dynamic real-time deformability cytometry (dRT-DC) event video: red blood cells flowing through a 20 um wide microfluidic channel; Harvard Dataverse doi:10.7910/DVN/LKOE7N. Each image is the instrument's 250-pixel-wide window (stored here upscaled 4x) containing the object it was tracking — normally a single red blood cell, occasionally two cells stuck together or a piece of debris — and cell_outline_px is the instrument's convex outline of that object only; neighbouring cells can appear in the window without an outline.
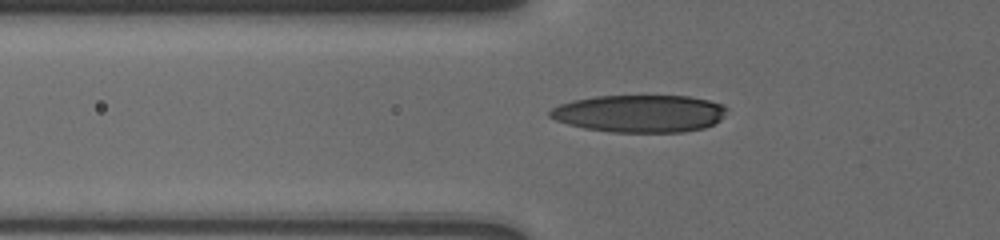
{"species": "human", "species_latin": "Homo sapiens", "temperature_condition": "cold", "stored_images_in_passage": 85, "camera_frame_rate_fps": 3000, "um_per_image_px": 0.085, "donor": {"sex": "male"}, "frame": {"image": 1, "passage_image": 2, "time_ms": 0.333, "image_size_px": [1000, 240], "cell_outline_px": [[728, 108], [720, 120], [704, 128], [684, 132], [612, 132], [584, 128], [568, 124], [556, 120], [548, 116], [548, 112], [552, 108], [560, 104], [576, 100], [596, 96], [688, 96], [708, 100], [724, 104]], "centroid_in_image_um": [54.39, 9.65], "position_along_channel_um": 71.4, "area_um2": 38.55}}
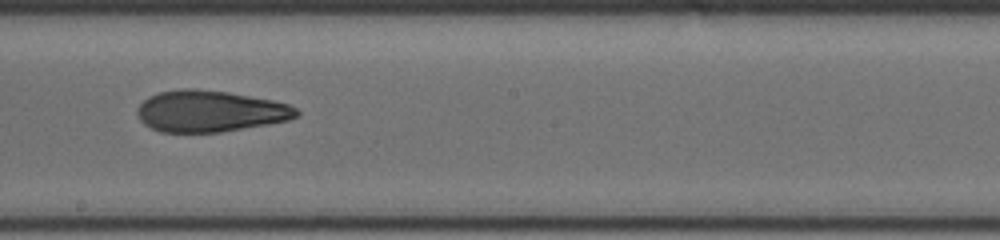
{"frame": {"image": 2, "passage_image": 24, "time_ms": 4.667, "image_size_px": [1000, 240], "cell_outline_px": [[300, 112], [296, 116], [288, 120], [268, 124], [220, 132], [160, 132], [144, 124], [140, 120], [136, 112], [136, 108], [148, 96], [160, 92], [180, 88], [196, 88], [228, 92], [272, 100], [288, 104], [296, 108]], "centroid_in_image_um": [17.81, 9.44], "position_along_channel_um": 230.4, "area_um2": 38.44}}
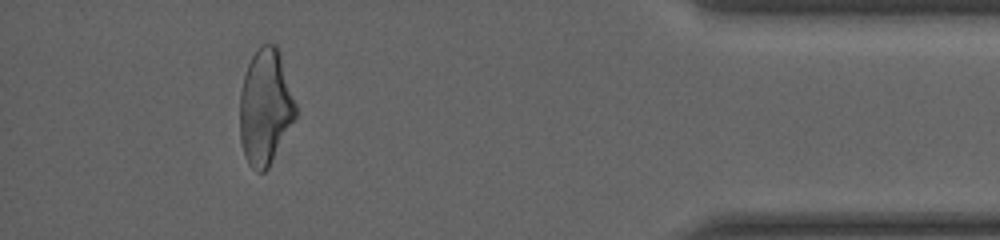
{"frame": {"image": 3, "passage_image": 73, "time_ms": 10.667, "image_size_px": [1000, 240], "cell_outline_px": [[300, 112], [296, 120], [268, 168], [264, 172], [256, 172], [248, 164], [240, 140], [240, 96], [244, 76], [248, 64], [252, 56], [264, 44], [276, 44], [280, 52]], "centroid_in_image_um": [22.6, 9.13], "position_along_channel_um": 412.6, "area_um2": 38.21}, "authors_computed_cell_mechanics": {"area_um2": 38.437, "velocity_mm_per_s": 3.7427, "shape_relaxation_time_tau1_ms": 10.3575, "shape_relaxation_time_tau2_ms": 2.606, "deformation_change_tau1": 0.2489, "deformation_change_tau2": 0.1008}}